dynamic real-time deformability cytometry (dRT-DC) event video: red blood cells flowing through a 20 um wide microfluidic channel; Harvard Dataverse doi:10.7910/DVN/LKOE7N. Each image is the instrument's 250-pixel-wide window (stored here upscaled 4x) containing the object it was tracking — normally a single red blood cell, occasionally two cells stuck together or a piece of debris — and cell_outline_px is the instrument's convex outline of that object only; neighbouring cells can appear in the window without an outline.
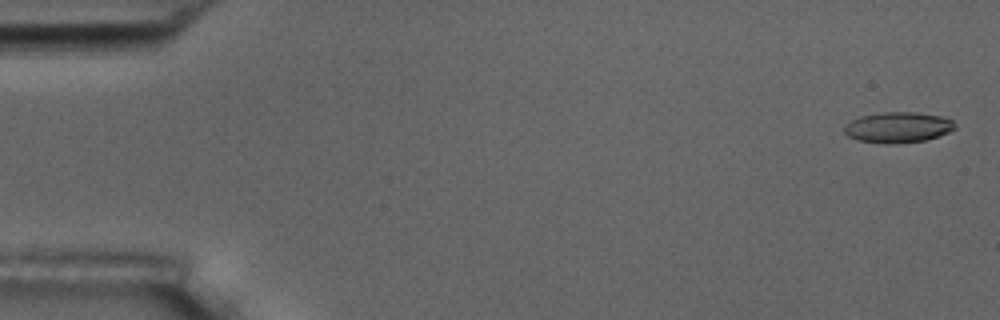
{"species": "common noctule bat (a hibernating species)", "species_latin": "Nyctalus noctula", "temperature_condition": "room temperature", "stored_images_in_passage": 6, "camera_frame_rate_fps": 3000, "um_per_image_px": 0.085, "animal": {"sex": "male", "body_mass_g": 17.5, "forearm_length_mm": 52.3}, "frame": {"image": 1, "passage_image": 1, "time_ms": 0.0, "image_size_px": [1000, 320], "cell_outline_px": [[956, 128], [948, 132], [924, 140], [896, 144], [884, 144], [856, 140], [848, 136], [844, 132], [844, 124], [860, 116], [884, 112], [916, 112], [944, 116], [952, 120], [956, 124]], "centroid_in_image_um": [76.31, 10.82], "position_along_channel_um": 8.7, "area_um2": 19.94}}
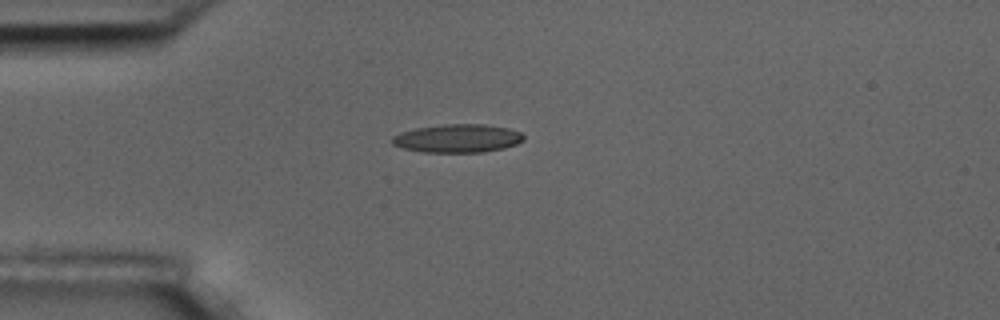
{"frame": {"image": 2, "passage_image": 4, "time_ms": 4.333, "image_size_px": [1000, 320], "cell_outline_px": [[524, 140], [516, 144], [504, 148], [484, 152], [424, 152], [404, 148], [392, 144], [392, 136], [400, 132], [416, 128], [444, 124], [484, 124], [508, 128], [520, 132], [524, 136]], "centroid_in_image_um": [38.9, 11.76], "position_along_channel_um": 46.1, "area_um2": 21.68}}
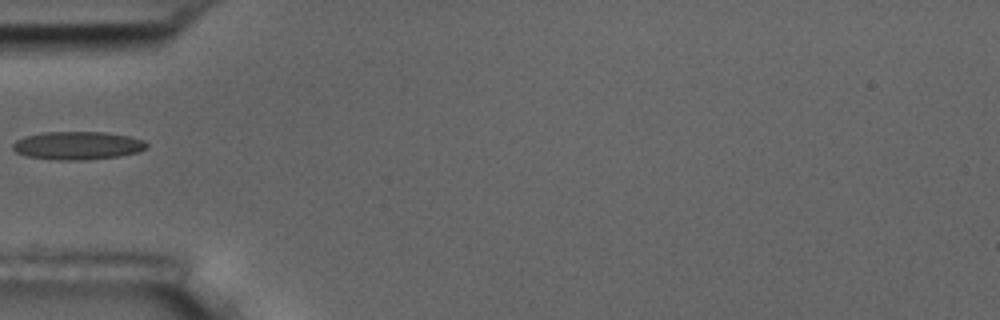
{"frame": {"image": 3, "passage_image": 5, "time_ms": 5.667, "image_size_px": [1000, 320], "cell_outline_px": [[148, 148], [136, 152], [120, 156], [80, 160], [60, 160], [28, 156], [16, 152], [12, 148], [12, 144], [16, 140], [24, 136], [44, 132], [104, 132], [128, 136], [144, 140], [148, 144]], "centroid_in_image_um": [6.59, 12.36], "position_along_channel_um": 78.4, "area_um2": 21.85}}